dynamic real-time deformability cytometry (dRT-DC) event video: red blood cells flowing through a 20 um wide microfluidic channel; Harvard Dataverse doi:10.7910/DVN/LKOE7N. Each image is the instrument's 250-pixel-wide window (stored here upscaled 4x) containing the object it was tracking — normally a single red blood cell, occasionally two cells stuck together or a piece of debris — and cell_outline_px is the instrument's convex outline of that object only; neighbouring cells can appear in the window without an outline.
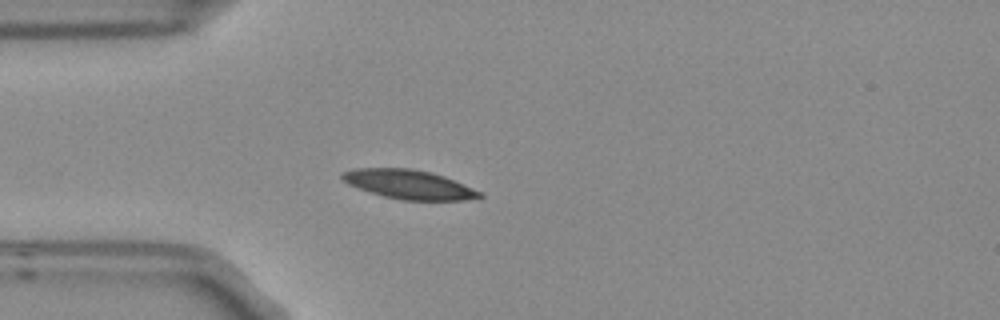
{"species": "Egyptian fruit bat (a non-hibernating species)", "species_latin": "Rousettus aegyptiacus", "temperature_condition": "room temperature", "stored_images_in_passage": 3, "camera_frame_rate_fps": 3000, "um_per_image_px": 0.085, "frame": {"image": 1, "passage_image": 3, "time_ms": 0.667, "image_size_px": [1000, 320], "cell_outline_px": [[484, 196], [480, 200], [400, 200], [384, 196], [348, 184], [340, 176], [344, 172], [356, 168], [412, 168], [432, 172], [444, 176], [484, 192]], "centroid_in_image_um": [34.87, 15.68], "position_along_channel_um": 50.1, "area_um2": 23.47}}